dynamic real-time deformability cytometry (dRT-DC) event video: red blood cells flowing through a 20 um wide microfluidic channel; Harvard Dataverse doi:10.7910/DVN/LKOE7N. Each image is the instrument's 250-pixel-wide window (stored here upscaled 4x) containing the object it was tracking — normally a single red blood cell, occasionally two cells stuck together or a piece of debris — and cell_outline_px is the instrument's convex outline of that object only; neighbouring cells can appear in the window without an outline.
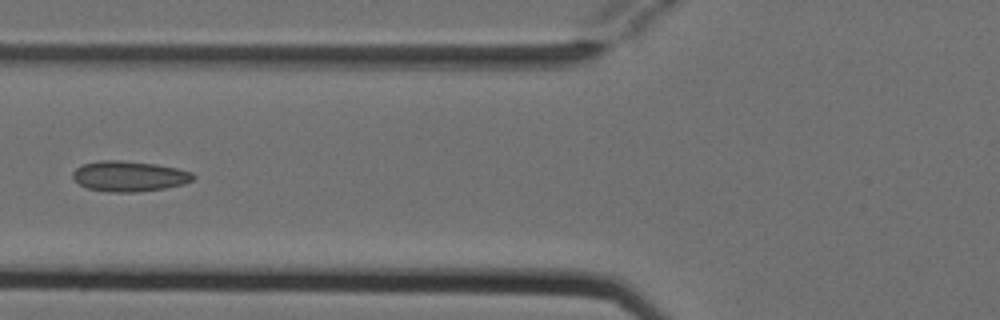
{"species": "Egyptian fruit bat (a non-hibernating species)", "species_latin": "Rousettus aegyptiacus", "temperature_condition": "cold", "stored_images_in_passage": 2, "camera_frame_rate_fps": 3000, "um_per_image_px": 0.085, "animal": {"sex": "female"}, "frame": {"image": 1, "passage_image": 2, "time_ms": 0.333, "image_size_px": [1000, 320], "cell_outline_px": [[196, 176], [192, 180], [184, 184], [164, 188], [136, 192], [108, 192], [88, 188], [80, 184], [72, 176], [72, 172], [80, 164], [100, 160], [120, 160], [156, 164], [176, 168], [192, 172]], "centroid_in_image_um": [10.97, 14.97], "position_along_channel_um": 114.8, "area_um2": 21.39}}